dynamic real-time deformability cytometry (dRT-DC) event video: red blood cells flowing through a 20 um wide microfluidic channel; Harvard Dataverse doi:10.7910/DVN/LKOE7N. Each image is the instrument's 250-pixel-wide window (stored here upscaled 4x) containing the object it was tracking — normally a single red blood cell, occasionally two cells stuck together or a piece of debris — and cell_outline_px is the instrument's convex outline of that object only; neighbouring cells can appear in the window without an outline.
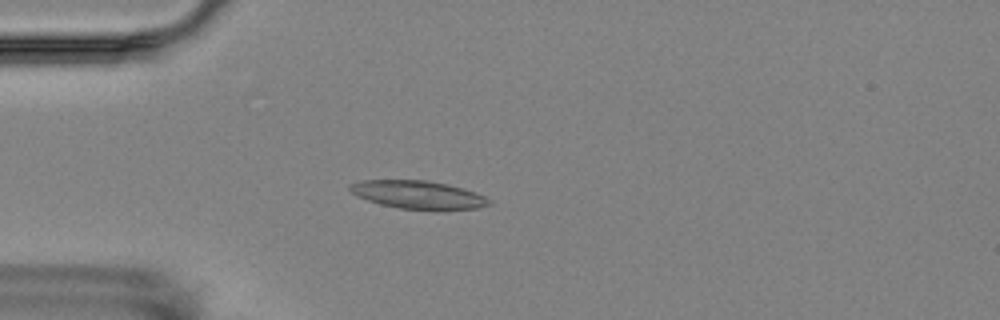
{"species": "Egyptian fruit bat (a non-hibernating species)", "species_latin": "Rousettus aegyptiacus", "temperature_condition": "room temperature", "stored_images_in_passage": 4, "camera_frame_rate_fps": 3000, "um_per_image_px": 0.085, "animal": {"sex": "female"}, "frame": {"image": 1, "passage_image": 4, "time_ms": 3.667, "image_size_px": [1000, 320], "cell_outline_px": [[492, 204], [476, 208], [444, 212], [400, 208], [380, 204], [356, 196], [348, 188], [348, 184], [360, 180], [428, 180], [448, 184], [476, 192], [492, 200]], "centroid_in_image_um": [35.59, 16.58], "position_along_channel_um": 49.4, "area_um2": 23.47}}